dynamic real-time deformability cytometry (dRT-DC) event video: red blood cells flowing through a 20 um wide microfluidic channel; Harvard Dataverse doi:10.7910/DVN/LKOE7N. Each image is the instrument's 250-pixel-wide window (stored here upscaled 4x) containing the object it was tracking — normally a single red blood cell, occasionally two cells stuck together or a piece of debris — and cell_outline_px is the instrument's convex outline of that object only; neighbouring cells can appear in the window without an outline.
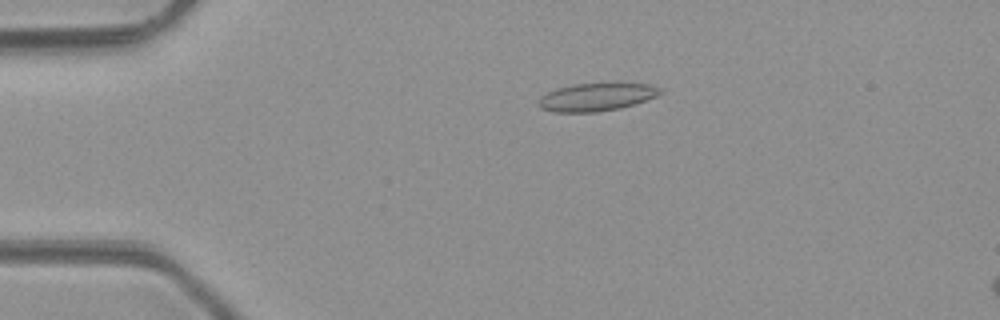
{"species": "common noctule bat (a hibernating species)", "species_latin": "Nyctalus noctula", "temperature_condition": "room temperature", "stored_images_in_passage": 4, "camera_frame_rate_fps": 3000, "um_per_image_px": 0.085, "animal": {"sex": "male", "body_mass_g": 23.1, "forearm_length_mm": 52.7}, "frame": {"image": 1, "passage_image": 4, "time_ms": 3.333, "image_size_px": [1000, 320], "cell_outline_px": [[664, 92], [656, 96], [620, 108], [596, 112], [552, 112], [540, 108], [536, 104], [540, 96], [556, 88], [572, 84], [648, 84], [660, 88]], "centroid_in_image_um": [50.62, 8.26], "position_along_channel_um": 34.4, "area_um2": 19.59}}